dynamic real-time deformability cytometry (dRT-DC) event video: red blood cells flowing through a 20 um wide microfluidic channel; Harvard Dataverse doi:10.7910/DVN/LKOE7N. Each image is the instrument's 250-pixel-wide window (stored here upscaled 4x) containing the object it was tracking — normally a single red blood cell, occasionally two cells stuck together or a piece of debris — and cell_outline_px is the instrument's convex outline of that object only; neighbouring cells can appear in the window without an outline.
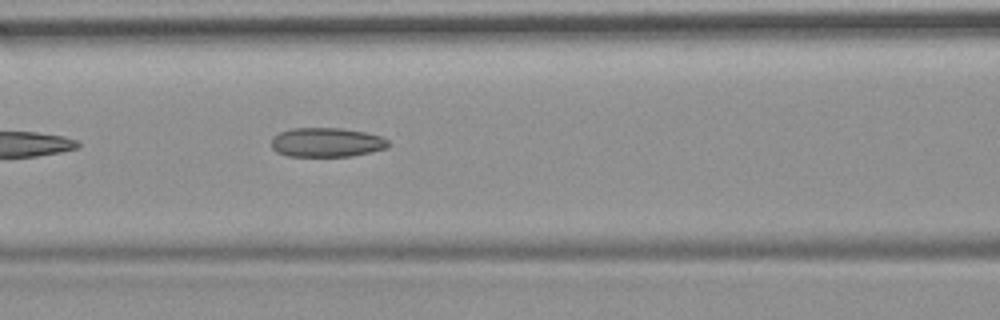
{"species": "common noctule bat (a hibernating species)", "species_latin": "Nyctalus noctula", "temperature_condition": "room temperature", "stored_images_in_passage": 6, "camera_frame_rate_fps": 3000, "um_per_image_px": 0.085, "animal": {"sex": "female", "body_mass_g": 19.9}, "frame": {"image": 1, "passage_image": 6, "time_ms": 7.0, "image_size_px": [1000, 320], "cell_outline_px": [[388, 144], [384, 148], [352, 156], [288, 156], [276, 152], [272, 148], [272, 136], [280, 132], [292, 128], [340, 128], [364, 132], [380, 136], [388, 140]], "centroid_in_image_um": [27.7, 12.1], "position_along_channel_um": 138.9, "area_um2": 19.77}}